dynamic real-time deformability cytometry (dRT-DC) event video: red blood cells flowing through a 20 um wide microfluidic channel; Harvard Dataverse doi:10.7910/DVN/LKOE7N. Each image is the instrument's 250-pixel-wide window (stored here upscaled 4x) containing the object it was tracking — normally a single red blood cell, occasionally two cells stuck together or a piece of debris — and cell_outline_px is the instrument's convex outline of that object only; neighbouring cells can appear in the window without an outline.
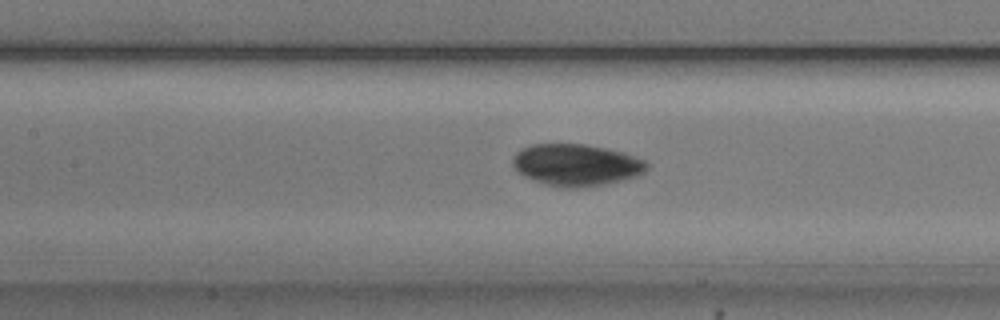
{"species": "common noctule bat (a hibernating species)", "species_latin": "Nyctalus noctula", "temperature_condition": "cold", "stored_images_in_passage": 54, "camera_frame_rate_fps": 3000, "um_per_image_px": 0.085, "animal": {"sex": "male", "body_mass_g": 20.5, "forearm_length_mm": 52.5}, "frame": {"image": 1, "passage_image": 24, "time_ms": 7.667, "image_size_px": [1000, 320], "cell_outline_px": [[648, 168], [644, 172], [636, 176], [604, 184], [576, 188], [564, 188], [548, 184], [524, 176], [516, 172], [512, 164], [512, 160], [516, 152], [532, 144], [584, 144], [624, 152], [644, 160], [648, 164]], "centroid_in_image_um": [48.97, 14.01], "position_along_channel_um": 158.4, "area_um2": 32.43}}
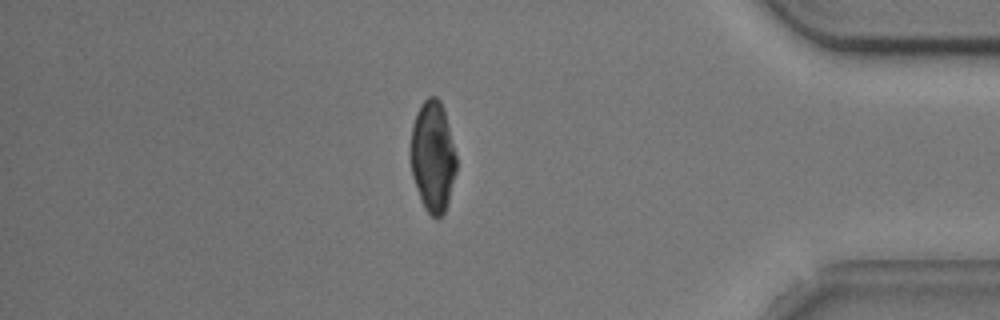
{"frame": {"image": 2, "passage_image": 46, "time_ms": 15.0, "image_size_px": [1000, 320], "cell_outline_px": [[456, 172], [448, 204], [444, 212], [436, 220], [424, 208], [412, 176], [412, 124], [424, 100], [428, 96], [436, 96], [440, 100], [444, 108], [456, 156]], "centroid_in_image_um": [36.81, 13.32], "position_along_channel_um": 398.4, "area_um2": 29.19}}
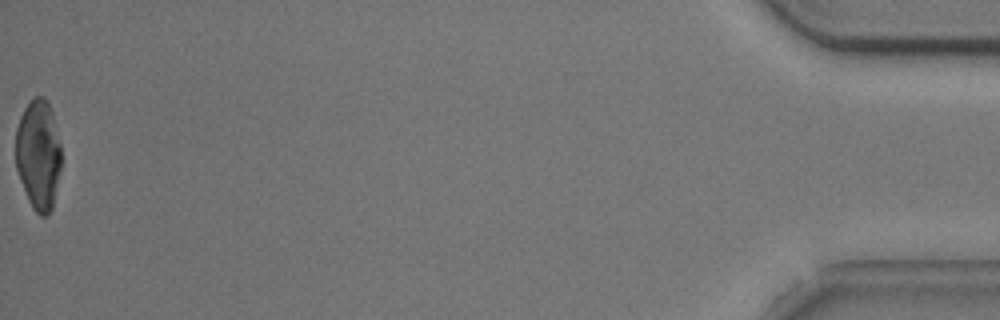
{"frame": {"image": 3, "passage_image": 54, "time_ms": 17.667, "image_size_px": [1000, 320], "cell_outline_px": [[60, 168], [52, 208], [48, 216], [40, 216], [32, 208], [28, 200], [20, 180], [16, 168], [16, 128], [20, 116], [24, 108], [36, 96], [44, 96], [52, 112], [60, 144]], "centroid_in_image_um": [3.25, 13.16], "position_along_channel_um": 432.0, "area_um2": 29.07}}